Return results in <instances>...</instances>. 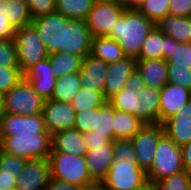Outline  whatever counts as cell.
Here are the masks:
<instances>
[{"instance_id":"6da1fadb","label":"cell","mask_w":191,"mask_h":190,"mask_svg":"<svg viewBox=\"0 0 191 190\" xmlns=\"http://www.w3.org/2000/svg\"><path fill=\"white\" fill-rule=\"evenodd\" d=\"M31 25L48 55L62 52L84 58L90 54L93 36L86 20L70 19L54 12L33 19Z\"/></svg>"},{"instance_id":"7a4b0ae2","label":"cell","mask_w":191,"mask_h":190,"mask_svg":"<svg viewBox=\"0 0 191 190\" xmlns=\"http://www.w3.org/2000/svg\"><path fill=\"white\" fill-rule=\"evenodd\" d=\"M155 24L137 9H125L107 37L116 40L127 57L137 58Z\"/></svg>"},{"instance_id":"3957f363","label":"cell","mask_w":191,"mask_h":190,"mask_svg":"<svg viewBox=\"0 0 191 190\" xmlns=\"http://www.w3.org/2000/svg\"><path fill=\"white\" fill-rule=\"evenodd\" d=\"M48 162L51 178L79 187L94 182L89 175L85 156L50 152Z\"/></svg>"},{"instance_id":"277c9868","label":"cell","mask_w":191,"mask_h":190,"mask_svg":"<svg viewBox=\"0 0 191 190\" xmlns=\"http://www.w3.org/2000/svg\"><path fill=\"white\" fill-rule=\"evenodd\" d=\"M3 152L31 159H48L51 152V134L0 136Z\"/></svg>"},{"instance_id":"5b68a950","label":"cell","mask_w":191,"mask_h":190,"mask_svg":"<svg viewBox=\"0 0 191 190\" xmlns=\"http://www.w3.org/2000/svg\"><path fill=\"white\" fill-rule=\"evenodd\" d=\"M182 171L184 165L181 147L164 134L157 144L153 165L147 172V180L153 184Z\"/></svg>"},{"instance_id":"8992f818","label":"cell","mask_w":191,"mask_h":190,"mask_svg":"<svg viewBox=\"0 0 191 190\" xmlns=\"http://www.w3.org/2000/svg\"><path fill=\"white\" fill-rule=\"evenodd\" d=\"M45 100L22 79L3 95L2 113L18 115H36L42 113Z\"/></svg>"},{"instance_id":"52a82bcc","label":"cell","mask_w":191,"mask_h":190,"mask_svg":"<svg viewBox=\"0 0 191 190\" xmlns=\"http://www.w3.org/2000/svg\"><path fill=\"white\" fill-rule=\"evenodd\" d=\"M148 182L147 173L137 161L114 160L102 181L108 190H134Z\"/></svg>"},{"instance_id":"ba28073f","label":"cell","mask_w":191,"mask_h":190,"mask_svg":"<svg viewBox=\"0 0 191 190\" xmlns=\"http://www.w3.org/2000/svg\"><path fill=\"white\" fill-rule=\"evenodd\" d=\"M14 41L17 48L18 65L22 73L39 61L48 58L46 47L31 24L17 29Z\"/></svg>"},{"instance_id":"9c48e42d","label":"cell","mask_w":191,"mask_h":190,"mask_svg":"<svg viewBox=\"0 0 191 190\" xmlns=\"http://www.w3.org/2000/svg\"><path fill=\"white\" fill-rule=\"evenodd\" d=\"M164 135L162 124H145L132 138L138 166L146 173L153 165L155 150Z\"/></svg>"},{"instance_id":"30bf717a","label":"cell","mask_w":191,"mask_h":190,"mask_svg":"<svg viewBox=\"0 0 191 190\" xmlns=\"http://www.w3.org/2000/svg\"><path fill=\"white\" fill-rule=\"evenodd\" d=\"M49 134L42 113L36 115L0 114V136Z\"/></svg>"},{"instance_id":"8fae6325","label":"cell","mask_w":191,"mask_h":190,"mask_svg":"<svg viewBox=\"0 0 191 190\" xmlns=\"http://www.w3.org/2000/svg\"><path fill=\"white\" fill-rule=\"evenodd\" d=\"M124 6L114 3H95L86 23L93 37L107 36L116 20L123 14Z\"/></svg>"},{"instance_id":"7c38bea8","label":"cell","mask_w":191,"mask_h":190,"mask_svg":"<svg viewBox=\"0 0 191 190\" xmlns=\"http://www.w3.org/2000/svg\"><path fill=\"white\" fill-rule=\"evenodd\" d=\"M46 129L49 134L74 129L76 112L71 103L47 100L42 111Z\"/></svg>"},{"instance_id":"4fadbf2b","label":"cell","mask_w":191,"mask_h":190,"mask_svg":"<svg viewBox=\"0 0 191 190\" xmlns=\"http://www.w3.org/2000/svg\"><path fill=\"white\" fill-rule=\"evenodd\" d=\"M23 79L45 101L52 99L57 76L51 67L49 59L39 61L23 73Z\"/></svg>"},{"instance_id":"5bb4252c","label":"cell","mask_w":191,"mask_h":190,"mask_svg":"<svg viewBox=\"0 0 191 190\" xmlns=\"http://www.w3.org/2000/svg\"><path fill=\"white\" fill-rule=\"evenodd\" d=\"M51 178L48 159L27 160L16 183L17 190H43Z\"/></svg>"},{"instance_id":"9a60e30c","label":"cell","mask_w":191,"mask_h":190,"mask_svg":"<svg viewBox=\"0 0 191 190\" xmlns=\"http://www.w3.org/2000/svg\"><path fill=\"white\" fill-rule=\"evenodd\" d=\"M190 100V90L177 84H165L160 89L159 123L170 119Z\"/></svg>"},{"instance_id":"2e32d148","label":"cell","mask_w":191,"mask_h":190,"mask_svg":"<svg viewBox=\"0 0 191 190\" xmlns=\"http://www.w3.org/2000/svg\"><path fill=\"white\" fill-rule=\"evenodd\" d=\"M136 64L137 59L134 57H125L123 60L108 64L103 92L106 101L125 87L128 78L136 70Z\"/></svg>"},{"instance_id":"e0dca14e","label":"cell","mask_w":191,"mask_h":190,"mask_svg":"<svg viewBox=\"0 0 191 190\" xmlns=\"http://www.w3.org/2000/svg\"><path fill=\"white\" fill-rule=\"evenodd\" d=\"M164 134L178 147L191 140V100L163 124Z\"/></svg>"},{"instance_id":"ac0fdd59","label":"cell","mask_w":191,"mask_h":190,"mask_svg":"<svg viewBox=\"0 0 191 190\" xmlns=\"http://www.w3.org/2000/svg\"><path fill=\"white\" fill-rule=\"evenodd\" d=\"M108 73V64L88 54L82 59L79 77L82 88L103 94Z\"/></svg>"},{"instance_id":"d6986e66","label":"cell","mask_w":191,"mask_h":190,"mask_svg":"<svg viewBox=\"0 0 191 190\" xmlns=\"http://www.w3.org/2000/svg\"><path fill=\"white\" fill-rule=\"evenodd\" d=\"M85 159L91 179L94 182H102L106 178L108 170L115 160L113 141L108 145L87 150Z\"/></svg>"},{"instance_id":"ffe728a7","label":"cell","mask_w":191,"mask_h":190,"mask_svg":"<svg viewBox=\"0 0 191 190\" xmlns=\"http://www.w3.org/2000/svg\"><path fill=\"white\" fill-rule=\"evenodd\" d=\"M51 152L85 156L87 147L83 133L76 129H69L51 135Z\"/></svg>"},{"instance_id":"44dd1931","label":"cell","mask_w":191,"mask_h":190,"mask_svg":"<svg viewBox=\"0 0 191 190\" xmlns=\"http://www.w3.org/2000/svg\"><path fill=\"white\" fill-rule=\"evenodd\" d=\"M136 70L147 86L161 89L168 83L167 62L164 59L137 60Z\"/></svg>"},{"instance_id":"7402d4cb","label":"cell","mask_w":191,"mask_h":190,"mask_svg":"<svg viewBox=\"0 0 191 190\" xmlns=\"http://www.w3.org/2000/svg\"><path fill=\"white\" fill-rule=\"evenodd\" d=\"M155 26L165 35L179 43L191 42V17H177L168 15L162 18Z\"/></svg>"},{"instance_id":"603a6c76","label":"cell","mask_w":191,"mask_h":190,"mask_svg":"<svg viewBox=\"0 0 191 190\" xmlns=\"http://www.w3.org/2000/svg\"><path fill=\"white\" fill-rule=\"evenodd\" d=\"M90 55L107 64L123 60L127 57L119 43L107 36L92 37Z\"/></svg>"},{"instance_id":"cb8c5ba5","label":"cell","mask_w":191,"mask_h":190,"mask_svg":"<svg viewBox=\"0 0 191 190\" xmlns=\"http://www.w3.org/2000/svg\"><path fill=\"white\" fill-rule=\"evenodd\" d=\"M144 125L137 116L113 108L114 140L131 139Z\"/></svg>"},{"instance_id":"d4e9b609","label":"cell","mask_w":191,"mask_h":190,"mask_svg":"<svg viewBox=\"0 0 191 190\" xmlns=\"http://www.w3.org/2000/svg\"><path fill=\"white\" fill-rule=\"evenodd\" d=\"M160 89L145 86L141 89L140 119L145 124H159Z\"/></svg>"},{"instance_id":"484cf974","label":"cell","mask_w":191,"mask_h":190,"mask_svg":"<svg viewBox=\"0 0 191 190\" xmlns=\"http://www.w3.org/2000/svg\"><path fill=\"white\" fill-rule=\"evenodd\" d=\"M137 60L164 59L166 60V35L156 26L147 35L141 47Z\"/></svg>"},{"instance_id":"4316f807","label":"cell","mask_w":191,"mask_h":190,"mask_svg":"<svg viewBox=\"0 0 191 190\" xmlns=\"http://www.w3.org/2000/svg\"><path fill=\"white\" fill-rule=\"evenodd\" d=\"M114 109L128 112L140 119L141 90L124 87L107 101Z\"/></svg>"},{"instance_id":"83f0119b","label":"cell","mask_w":191,"mask_h":190,"mask_svg":"<svg viewBox=\"0 0 191 190\" xmlns=\"http://www.w3.org/2000/svg\"><path fill=\"white\" fill-rule=\"evenodd\" d=\"M81 88L79 72L57 77L52 100L71 103Z\"/></svg>"},{"instance_id":"f1b7e54d","label":"cell","mask_w":191,"mask_h":190,"mask_svg":"<svg viewBox=\"0 0 191 190\" xmlns=\"http://www.w3.org/2000/svg\"><path fill=\"white\" fill-rule=\"evenodd\" d=\"M94 4V0H56L55 12L66 18L86 20Z\"/></svg>"},{"instance_id":"f546056e","label":"cell","mask_w":191,"mask_h":190,"mask_svg":"<svg viewBox=\"0 0 191 190\" xmlns=\"http://www.w3.org/2000/svg\"><path fill=\"white\" fill-rule=\"evenodd\" d=\"M49 62L57 77L79 72L82 64L81 56H74L70 53H54L48 55Z\"/></svg>"},{"instance_id":"4dcf8cb0","label":"cell","mask_w":191,"mask_h":190,"mask_svg":"<svg viewBox=\"0 0 191 190\" xmlns=\"http://www.w3.org/2000/svg\"><path fill=\"white\" fill-rule=\"evenodd\" d=\"M93 134L105 136L114 141L113 107L105 102L101 107L95 108V121Z\"/></svg>"},{"instance_id":"1f68e13d","label":"cell","mask_w":191,"mask_h":190,"mask_svg":"<svg viewBox=\"0 0 191 190\" xmlns=\"http://www.w3.org/2000/svg\"><path fill=\"white\" fill-rule=\"evenodd\" d=\"M7 19L17 30L32 22L28 4L25 0H7Z\"/></svg>"},{"instance_id":"d6a6232c","label":"cell","mask_w":191,"mask_h":190,"mask_svg":"<svg viewBox=\"0 0 191 190\" xmlns=\"http://www.w3.org/2000/svg\"><path fill=\"white\" fill-rule=\"evenodd\" d=\"M105 102L107 101L101 92H94L88 88H81L71 102V105L77 113L90 108H99Z\"/></svg>"},{"instance_id":"836d02e7","label":"cell","mask_w":191,"mask_h":190,"mask_svg":"<svg viewBox=\"0 0 191 190\" xmlns=\"http://www.w3.org/2000/svg\"><path fill=\"white\" fill-rule=\"evenodd\" d=\"M137 10L156 24L169 15V0H144Z\"/></svg>"},{"instance_id":"e575fe53","label":"cell","mask_w":191,"mask_h":190,"mask_svg":"<svg viewBox=\"0 0 191 190\" xmlns=\"http://www.w3.org/2000/svg\"><path fill=\"white\" fill-rule=\"evenodd\" d=\"M189 44L179 43L166 35V62L167 64L187 65L189 67Z\"/></svg>"},{"instance_id":"d590c367","label":"cell","mask_w":191,"mask_h":190,"mask_svg":"<svg viewBox=\"0 0 191 190\" xmlns=\"http://www.w3.org/2000/svg\"><path fill=\"white\" fill-rule=\"evenodd\" d=\"M191 173L186 171L173 174L172 176L154 182V190H189Z\"/></svg>"},{"instance_id":"8d00e7d4","label":"cell","mask_w":191,"mask_h":190,"mask_svg":"<svg viewBox=\"0 0 191 190\" xmlns=\"http://www.w3.org/2000/svg\"><path fill=\"white\" fill-rule=\"evenodd\" d=\"M168 83L177 84L191 91V68L187 65L167 64Z\"/></svg>"},{"instance_id":"74e56055","label":"cell","mask_w":191,"mask_h":190,"mask_svg":"<svg viewBox=\"0 0 191 190\" xmlns=\"http://www.w3.org/2000/svg\"><path fill=\"white\" fill-rule=\"evenodd\" d=\"M0 66L4 68H19L14 39L0 40Z\"/></svg>"},{"instance_id":"f35d334b","label":"cell","mask_w":191,"mask_h":190,"mask_svg":"<svg viewBox=\"0 0 191 190\" xmlns=\"http://www.w3.org/2000/svg\"><path fill=\"white\" fill-rule=\"evenodd\" d=\"M26 162H27V159L9 155L3 152L0 148V171L1 172L16 174L19 177V174L23 170Z\"/></svg>"},{"instance_id":"ab89813d","label":"cell","mask_w":191,"mask_h":190,"mask_svg":"<svg viewBox=\"0 0 191 190\" xmlns=\"http://www.w3.org/2000/svg\"><path fill=\"white\" fill-rule=\"evenodd\" d=\"M23 79L20 68H4L0 66V93L4 95Z\"/></svg>"},{"instance_id":"60d3db41","label":"cell","mask_w":191,"mask_h":190,"mask_svg":"<svg viewBox=\"0 0 191 190\" xmlns=\"http://www.w3.org/2000/svg\"><path fill=\"white\" fill-rule=\"evenodd\" d=\"M113 150L115 160L136 161V153L131 139H115Z\"/></svg>"},{"instance_id":"b9f144b4","label":"cell","mask_w":191,"mask_h":190,"mask_svg":"<svg viewBox=\"0 0 191 190\" xmlns=\"http://www.w3.org/2000/svg\"><path fill=\"white\" fill-rule=\"evenodd\" d=\"M75 117L74 129L78 130L80 133L94 131L95 108L77 112Z\"/></svg>"},{"instance_id":"7bdbcfd3","label":"cell","mask_w":191,"mask_h":190,"mask_svg":"<svg viewBox=\"0 0 191 190\" xmlns=\"http://www.w3.org/2000/svg\"><path fill=\"white\" fill-rule=\"evenodd\" d=\"M56 0H25L28 4L32 20L55 12Z\"/></svg>"},{"instance_id":"ee69618b","label":"cell","mask_w":191,"mask_h":190,"mask_svg":"<svg viewBox=\"0 0 191 190\" xmlns=\"http://www.w3.org/2000/svg\"><path fill=\"white\" fill-rule=\"evenodd\" d=\"M7 0H0V40L14 39L16 29L6 17Z\"/></svg>"},{"instance_id":"f6af8a7d","label":"cell","mask_w":191,"mask_h":190,"mask_svg":"<svg viewBox=\"0 0 191 190\" xmlns=\"http://www.w3.org/2000/svg\"><path fill=\"white\" fill-rule=\"evenodd\" d=\"M169 15L191 17V0H169Z\"/></svg>"},{"instance_id":"bcb514c9","label":"cell","mask_w":191,"mask_h":190,"mask_svg":"<svg viewBox=\"0 0 191 190\" xmlns=\"http://www.w3.org/2000/svg\"><path fill=\"white\" fill-rule=\"evenodd\" d=\"M83 138L86 143L87 150H92L99 146L108 145L112 141L103 135L93 134V131L83 133Z\"/></svg>"},{"instance_id":"7dc6e473","label":"cell","mask_w":191,"mask_h":190,"mask_svg":"<svg viewBox=\"0 0 191 190\" xmlns=\"http://www.w3.org/2000/svg\"><path fill=\"white\" fill-rule=\"evenodd\" d=\"M18 176L16 174L0 171V190H13L16 188Z\"/></svg>"},{"instance_id":"c3c4849f","label":"cell","mask_w":191,"mask_h":190,"mask_svg":"<svg viewBox=\"0 0 191 190\" xmlns=\"http://www.w3.org/2000/svg\"><path fill=\"white\" fill-rule=\"evenodd\" d=\"M146 86V82L143 77L135 70L130 77L128 78L127 82L125 83V87H128L134 91L141 90L143 87Z\"/></svg>"},{"instance_id":"681fc988","label":"cell","mask_w":191,"mask_h":190,"mask_svg":"<svg viewBox=\"0 0 191 190\" xmlns=\"http://www.w3.org/2000/svg\"><path fill=\"white\" fill-rule=\"evenodd\" d=\"M43 190H80V187L50 178L47 186Z\"/></svg>"},{"instance_id":"f907efd6","label":"cell","mask_w":191,"mask_h":190,"mask_svg":"<svg viewBox=\"0 0 191 190\" xmlns=\"http://www.w3.org/2000/svg\"><path fill=\"white\" fill-rule=\"evenodd\" d=\"M184 171L191 173V140L181 147Z\"/></svg>"},{"instance_id":"816d5d0a","label":"cell","mask_w":191,"mask_h":190,"mask_svg":"<svg viewBox=\"0 0 191 190\" xmlns=\"http://www.w3.org/2000/svg\"><path fill=\"white\" fill-rule=\"evenodd\" d=\"M80 190H108L102 182H93L80 187Z\"/></svg>"},{"instance_id":"f5cc1de1","label":"cell","mask_w":191,"mask_h":190,"mask_svg":"<svg viewBox=\"0 0 191 190\" xmlns=\"http://www.w3.org/2000/svg\"><path fill=\"white\" fill-rule=\"evenodd\" d=\"M115 3L124 6L125 9H132V0H115Z\"/></svg>"},{"instance_id":"db71d44e","label":"cell","mask_w":191,"mask_h":190,"mask_svg":"<svg viewBox=\"0 0 191 190\" xmlns=\"http://www.w3.org/2000/svg\"><path fill=\"white\" fill-rule=\"evenodd\" d=\"M134 190H154V188H153L152 183H150L148 181L145 185H143V186H141V187H139L137 189H134Z\"/></svg>"},{"instance_id":"11a10c76","label":"cell","mask_w":191,"mask_h":190,"mask_svg":"<svg viewBox=\"0 0 191 190\" xmlns=\"http://www.w3.org/2000/svg\"><path fill=\"white\" fill-rule=\"evenodd\" d=\"M144 0H132V9H137Z\"/></svg>"},{"instance_id":"9f6ffc18","label":"cell","mask_w":191,"mask_h":190,"mask_svg":"<svg viewBox=\"0 0 191 190\" xmlns=\"http://www.w3.org/2000/svg\"><path fill=\"white\" fill-rule=\"evenodd\" d=\"M186 54H188L189 67L191 68V42L189 43V48Z\"/></svg>"},{"instance_id":"6f0895ef","label":"cell","mask_w":191,"mask_h":190,"mask_svg":"<svg viewBox=\"0 0 191 190\" xmlns=\"http://www.w3.org/2000/svg\"><path fill=\"white\" fill-rule=\"evenodd\" d=\"M95 3H114L115 0H94Z\"/></svg>"},{"instance_id":"680465c9","label":"cell","mask_w":191,"mask_h":190,"mask_svg":"<svg viewBox=\"0 0 191 190\" xmlns=\"http://www.w3.org/2000/svg\"><path fill=\"white\" fill-rule=\"evenodd\" d=\"M3 108V95L0 93V114L2 113Z\"/></svg>"},{"instance_id":"91938a15","label":"cell","mask_w":191,"mask_h":190,"mask_svg":"<svg viewBox=\"0 0 191 190\" xmlns=\"http://www.w3.org/2000/svg\"><path fill=\"white\" fill-rule=\"evenodd\" d=\"M189 190H191V180H190V182H189Z\"/></svg>"}]
</instances>
